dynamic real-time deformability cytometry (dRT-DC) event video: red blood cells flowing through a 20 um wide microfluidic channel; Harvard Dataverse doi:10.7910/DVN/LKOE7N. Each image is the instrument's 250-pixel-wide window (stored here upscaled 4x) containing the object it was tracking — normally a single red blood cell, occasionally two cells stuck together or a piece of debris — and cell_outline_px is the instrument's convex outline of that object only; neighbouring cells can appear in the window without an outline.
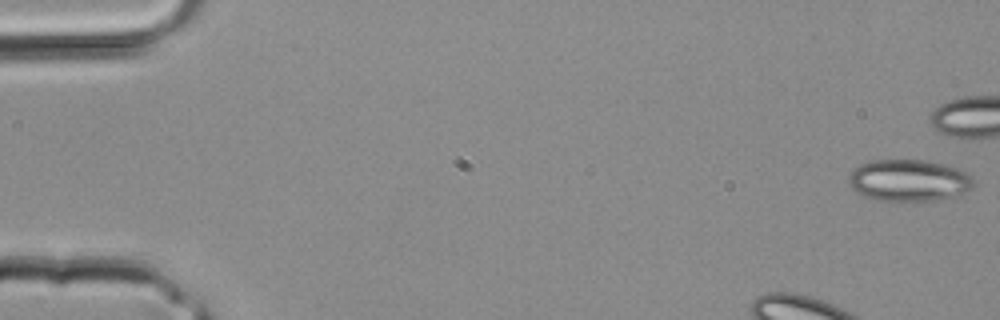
{"species": "common noctule bat (a hibernating species)", "species_latin": "Nyctalus noctula", "temperature_condition": "room temperature", "stored_images_in_passage": 3, "camera_frame_rate_fps": 3000, "um_per_image_px": 0.085, "animal": {"sex": "male", "body_mass_g": 20.4}, "frame": {"image": 1, "passage_image": 3, "time_ms": 0.667, "image_size_px": [1000, 320], "cell_outline_px": [[976, 184], [972, 188], [956, 196], [936, 200], [876, 200], [864, 196], [856, 192], [848, 184], [848, 176], [860, 164], [872, 160], [924, 160], [960, 168], [968, 172], [972, 176]], "centroid_in_image_um": [77.28, 15.33], "position_along_channel_um": 7.7, "area_um2": 30.52}}